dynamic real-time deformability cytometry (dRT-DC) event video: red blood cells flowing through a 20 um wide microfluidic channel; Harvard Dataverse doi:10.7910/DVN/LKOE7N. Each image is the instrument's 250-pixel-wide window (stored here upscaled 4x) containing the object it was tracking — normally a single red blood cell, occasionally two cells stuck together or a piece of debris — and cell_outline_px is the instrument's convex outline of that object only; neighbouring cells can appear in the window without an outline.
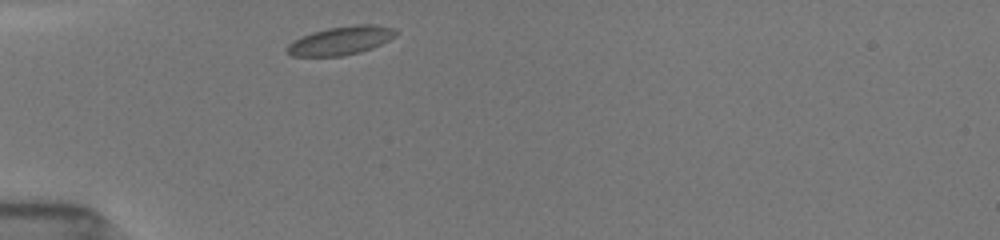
{"species": "common noctule bat (a hibernating species)", "species_latin": "Nyctalus noctula", "temperature_condition": "room temperature", "stored_images_in_passage": 3, "camera_frame_rate_fps": 3000, "um_per_image_px": 0.085, "animal": {"sex": "female", "body_mass_g": 19.5, "forearm_length_mm": 54.1}, "frame": {"image": 1, "passage_image": 1, "time_ms": 0.0, "image_size_px": [1000, 240], "cell_outline_px": [[396, 36], [372, 48], [360, 52], [344, 56], [292, 56], [284, 48], [292, 40], [312, 32], [328, 28], [356, 24], [372, 24], [396, 28]], "centroid_in_image_um": [28.95, 3.45], "position_along_channel_um": 56.0, "area_um2": 18.15}}
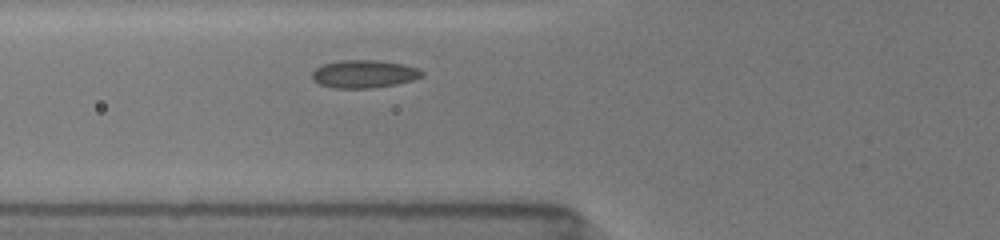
{"frame": {"image": 2, "passage_image": 3, "time_ms": 0.667, "image_size_px": [1000, 240], "cell_outline_px": [[424, 72], [420, 76], [412, 80], [396, 84], [372, 88], [332, 88], [320, 84], [312, 80], [312, 72], [316, 68], [324, 64], [340, 60], [376, 60], [404, 64], [420, 68]], "centroid_in_image_um": [30.93, 6.28], "position_along_channel_um": 94.9, "area_um2": 17.86}}